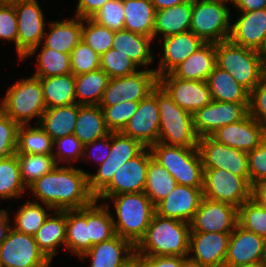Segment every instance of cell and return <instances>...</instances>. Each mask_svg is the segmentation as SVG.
<instances>
[{
	"instance_id": "cell-69",
	"label": "cell",
	"mask_w": 266,
	"mask_h": 267,
	"mask_svg": "<svg viewBox=\"0 0 266 267\" xmlns=\"http://www.w3.org/2000/svg\"><path fill=\"white\" fill-rule=\"evenodd\" d=\"M6 3L5 0H0V7Z\"/></svg>"
},
{
	"instance_id": "cell-10",
	"label": "cell",
	"mask_w": 266,
	"mask_h": 267,
	"mask_svg": "<svg viewBox=\"0 0 266 267\" xmlns=\"http://www.w3.org/2000/svg\"><path fill=\"white\" fill-rule=\"evenodd\" d=\"M203 197L239 208L252 198V185L243 177L215 168H203Z\"/></svg>"
},
{
	"instance_id": "cell-32",
	"label": "cell",
	"mask_w": 266,
	"mask_h": 267,
	"mask_svg": "<svg viewBox=\"0 0 266 267\" xmlns=\"http://www.w3.org/2000/svg\"><path fill=\"white\" fill-rule=\"evenodd\" d=\"M65 248L78 257L90 249L89 205L66 210V241L63 249Z\"/></svg>"
},
{
	"instance_id": "cell-26",
	"label": "cell",
	"mask_w": 266,
	"mask_h": 267,
	"mask_svg": "<svg viewBox=\"0 0 266 267\" xmlns=\"http://www.w3.org/2000/svg\"><path fill=\"white\" fill-rule=\"evenodd\" d=\"M135 252V246L127 239L115 235L108 241L93 245L79 259L89 258V267H122Z\"/></svg>"
},
{
	"instance_id": "cell-8",
	"label": "cell",
	"mask_w": 266,
	"mask_h": 267,
	"mask_svg": "<svg viewBox=\"0 0 266 267\" xmlns=\"http://www.w3.org/2000/svg\"><path fill=\"white\" fill-rule=\"evenodd\" d=\"M231 0H200L192 4L190 31L204 43L229 40L231 33Z\"/></svg>"
},
{
	"instance_id": "cell-19",
	"label": "cell",
	"mask_w": 266,
	"mask_h": 267,
	"mask_svg": "<svg viewBox=\"0 0 266 267\" xmlns=\"http://www.w3.org/2000/svg\"><path fill=\"white\" fill-rule=\"evenodd\" d=\"M266 261V239L237 225L232 231L224 267Z\"/></svg>"
},
{
	"instance_id": "cell-54",
	"label": "cell",
	"mask_w": 266,
	"mask_h": 267,
	"mask_svg": "<svg viewBox=\"0 0 266 267\" xmlns=\"http://www.w3.org/2000/svg\"><path fill=\"white\" fill-rule=\"evenodd\" d=\"M250 184L266 181V138L259 146L247 153Z\"/></svg>"
},
{
	"instance_id": "cell-5",
	"label": "cell",
	"mask_w": 266,
	"mask_h": 267,
	"mask_svg": "<svg viewBox=\"0 0 266 267\" xmlns=\"http://www.w3.org/2000/svg\"><path fill=\"white\" fill-rule=\"evenodd\" d=\"M216 66L227 71L249 93L266 77V61L261 55L230 40L216 43Z\"/></svg>"
},
{
	"instance_id": "cell-57",
	"label": "cell",
	"mask_w": 266,
	"mask_h": 267,
	"mask_svg": "<svg viewBox=\"0 0 266 267\" xmlns=\"http://www.w3.org/2000/svg\"><path fill=\"white\" fill-rule=\"evenodd\" d=\"M111 150V132L102 138L84 145L83 160L86 163L91 160L95 161L97 165L102 164L109 156ZM86 157L89 161L85 160ZM85 158V159H84Z\"/></svg>"
},
{
	"instance_id": "cell-55",
	"label": "cell",
	"mask_w": 266,
	"mask_h": 267,
	"mask_svg": "<svg viewBox=\"0 0 266 267\" xmlns=\"http://www.w3.org/2000/svg\"><path fill=\"white\" fill-rule=\"evenodd\" d=\"M17 15L13 2H6L0 7V40L11 41L15 44L17 53Z\"/></svg>"
},
{
	"instance_id": "cell-7",
	"label": "cell",
	"mask_w": 266,
	"mask_h": 267,
	"mask_svg": "<svg viewBox=\"0 0 266 267\" xmlns=\"http://www.w3.org/2000/svg\"><path fill=\"white\" fill-rule=\"evenodd\" d=\"M152 157L178 185L203 187L204 169L198 148L170 146L161 142L150 147Z\"/></svg>"
},
{
	"instance_id": "cell-27",
	"label": "cell",
	"mask_w": 266,
	"mask_h": 267,
	"mask_svg": "<svg viewBox=\"0 0 266 267\" xmlns=\"http://www.w3.org/2000/svg\"><path fill=\"white\" fill-rule=\"evenodd\" d=\"M41 44L64 54L70 52L82 39V18L72 17L65 20H51Z\"/></svg>"
},
{
	"instance_id": "cell-59",
	"label": "cell",
	"mask_w": 266,
	"mask_h": 267,
	"mask_svg": "<svg viewBox=\"0 0 266 267\" xmlns=\"http://www.w3.org/2000/svg\"><path fill=\"white\" fill-rule=\"evenodd\" d=\"M108 1L110 0H78L76 11H74L75 16L82 19L92 18Z\"/></svg>"
},
{
	"instance_id": "cell-52",
	"label": "cell",
	"mask_w": 266,
	"mask_h": 267,
	"mask_svg": "<svg viewBox=\"0 0 266 267\" xmlns=\"http://www.w3.org/2000/svg\"><path fill=\"white\" fill-rule=\"evenodd\" d=\"M91 19L110 30H123L125 20L123 0L108 1Z\"/></svg>"
},
{
	"instance_id": "cell-23",
	"label": "cell",
	"mask_w": 266,
	"mask_h": 267,
	"mask_svg": "<svg viewBox=\"0 0 266 267\" xmlns=\"http://www.w3.org/2000/svg\"><path fill=\"white\" fill-rule=\"evenodd\" d=\"M231 233L190 232L189 257L208 267H224Z\"/></svg>"
},
{
	"instance_id": "cell-48",
	"label": "cell",
	"mask_w": 266,
	"mask_h": 267,
	"mask_svg": "<svg viewBox=\"0 0 266 267\" xmlns=\"http://www.w3.org/2000/svg\"><path fill=\"white\" fill-rule=\"evenodd\" d=\"M100 69L110 78L128 76L140 70L125 54L114 48L100 56Z\"/></svg>"
},
{
	"instance_id": "cell-17",
	"label": "cell",
	"mask_w": 266,
	"mask_h": 267,
	"mask_svg": "<svg viewBox=\"0 0 266 267\" xmlns=\"http://www.w3.org/2000/svg\"><path fill=\"white\" fill-rule=\"evenodd\" d=\"M249 104L212 101L192 114L193 128L198 136H210L217 129L242 120Z\"/></svg>"
},
{
	"instance_id": "cell-40",
	"label": "cell",
	"mask_w": 266,
	"mask_h": 267,
	"mask_svg": "<svg viewBox=\"0 0 266 267\" xmlns=\"http://www.w3.org/2000/svg\"><path fill=\"white\" fill-rule=\"evenodd\" d=\"M109 204L110 202L98 204V201L94 200L89 205L90 248L95 244L108 241L116 235Z\"/></svg>"
},
{
	"instance_id": "cell-41",
	"label": "cell",
	"mask_w": 266,
	"mask_h": 267,
	"mask_svg": "<svg viewBox=\"0 0 266 267\" xmlns=\"http://www.w3.org/2000/svg\"><path fill=\"white\" fill-rule=\"evenodd\" d=\"M50 211L54 210L48 205L39 203L38 200L32 202L27 200L15 211V221L13 220L15 225H11V227L18 232L34 236L50 215L48 214Z\"/></svg>"
},
{
	"instance_id": "cell-66",
	"label": "cell",
	"mask_w": 266,
	"mask_h": 267,
	"mask_svg": "<svg viewBox=\"0 0 266 267\" xmlns=\"http://www.w3.org/2000/svg\"><path fill=\"white\" fill-rule=\"evenodd\" d=\"M261 57L266 61V34L260 49L257 51Z\"/></svg>"
},
{
	"instance_id": "cell-65",
	"label": "cell",
	"mask_w": 266,
	"mask_h": 267,
	"mask_svg": "<svg viewBox=\"0 0 266 267\" xmlns=\"http://www.w3.org/2000/svg\"><path fill=\"white\" fill-rule=\"evenodd\" d=\"M182 267H208V266L203 265V264L191 259L189 256H187L183 260Z\"/></svg>"
},
{
	"instance_id": "cell-39",
	"label": "cell",
	"mask_w": 266,
	"mask_h": 267,
	"mask_svg": "<svg viewBox=\"0 0 266 267\" xmlns=\"http://www.w3.org/2000/svg\"><path fill=\"white\" fill-rule=\"evenodd\" d=\"M75 77V97L79 105H99L110 77L98 69Z\"/></svg>"
},
{
	"instance_id": "cell-62",
	"label": "cell",
	"mask_w": 266,
	"mask_h": 267,
	"mask_svg": "<svg viewBox=\"0 0 266 267\" xmlns=\"http://www.w3.org/2000/svg\"><path fill=\"white\" fill-rule=\"evenodd\" d=\"M9 212L0 209V243L6 238V235L11 228V220L9 219Z\"/></svg>"
},
{
	"instance_id": "cell-3",
	"label": "cell",
	"mask_w": 266,
	"mask_h": 267,
	"mask_svg": "<svg viewBox=\"0 0 266 267\" xmlns=\"http://www.w3.org/2000/svg\"><path fill=\"white\" fill-rule=\"evenodd\" d=\"M115 214H112L116 235L129 240L134 246L145 236L155 206L144 192L126 193L110 196Z\"/></svg>"
},
{
	"instance_id": "cell-16",
	"label": "cell",
	"mask_w": 266,
	"mask_h": 267,
	"mask_svg": "<svg viewBox=\"0 0 266 267\" xmlns=\"http://www.w3.org/2000/svg\"><path fill=\"white\" fill-rule=\"evenodd\" d=\"M237 225V207L203 197L190 222V229L191 232L232 233Z\"/></svg>"
},
{
	"instance_id": "cell-68",
	"label": "cell",
	"mask_w": 266,
	"mask_h": 267,
	"mask_svg": "<svg viewBox=\"0 0 266 267\" xmlns=\"http://www.w3.org/2000/svg\"><path fill=\"white\" fill-rule=\"evenodd\" d=\"M184 1L193 4V3L199 2L200 0H184Z\"/></svg>"
},
{
	"instance_id": "cell-49",
	"label": "cell",
	"mask_w": 266,
	"mask_h": 267,
	"mask_svg": "<svg viewBox=\"0 0 266 267\" xmlns=\"http://www.w3.org/2000/svg\"><path fill=\"white\" fill-rule=\"evenodd\" d=\"M139 102H121L113 106H100L107 128L111 132H121L137 111Z\"/></svg>"
},
{
	"instance_id": "cell-47",
	"label": "cell",
	"mask_w": 266,
	"mask_h": 267,
	"mask_svg": "<svg viewBox=\"0 0 266 267\" xmlns=\"http://www.w3.org/2000/svg\"><path fill=\"white\" fill-rule=\"evenodd\" d=\"M238 225L266 239V208L250 198L238 208Z\"/></svg>"
},
{
	"instance_id": "cell-31",
	"label": "cell",
	"mask_w": 266,
	"mask_h": 267,
	"mask_svg": "<svg viewBox=\"0 0 266 267\" xmlns=\"http://www.w3.org/2000/svg\"><path fill=\"white\" fill-rule=\"evenodd\" d=\"M216 66V44L204 43L171 73L182 80L206 81Z\"/></svg>"
},
{
	"instance_id": "cell-56",
	"label": "cell",
	"mask_w": 266,
	"mask_h": 267,
	"mask_svg": "<svg viewBox=\"0 0 266 267\" xmlns=\"http://www.w3.org/2000/svg\"><path fill=\"white\" fill-rule=\"evenodd\" d=\"M248 114L266 130V77L249 93Z\"/></svg>"
},
{
	"instance_id": "cell-34",
	"label": "cell",
	"mask_w": 266,
	"mask_h": 267,
	"mask_svg": "<svg viewBox=\"0 0 266 267\" xmlns=\"http://www.w3.org/2000/svg\"><path fill=\"white\" fill-rule=\"evenodd\" d=\"M110 132L99 105H79L73 134L83 145L107 136Z\"/></svg>"
},
{
	"instance_id": "cell-38",
	"label": "cell",
	"mask_w": 266,
	"mask_h": 267,
	"mask_svg": "<svg viewBox=\"0 0 266 267\" xmlns=\"http://www.w3.org/2000/svg\"><path fill=\"white\" fill-rule=\"evenodd\" d=\"M40 47V48H39ZM36 71L33 76L38 78L59 76L71 73L70 54H64L43 46L41 43L33 48L21 61L36 55Z\"/></svg>"
},
{
	"instance_id": "cell-29",
	"label": "cell",
	"mask_w": 266,
	"mask_h": 267,
	"mask_svg": "<svg viewBox=\"0 0 266 267\" xmlns=\"http://www.w3.org/2000/svg\"><path fill=\"white\" fill-rule=\"evenodd\" d=\"M38 248L52 262L66 241V210H54L34 235Z\"/></svg>"
},
{
	"instance_id": "cell-67",
	"label": "cell",
	"mask_w": 266,
	"mask_h": 267,
	"mask_svg": "<svg viewBox=\"0 0 266 267\" xmlns=\"http://www.w3.org/2000/svg\"><path fill=\"white\" fill-rule=\"evenodd\" d=\"M237 267H266V261H260V262H254V263H249Z\"/></svg>"
},
{
	"instance_id": "cell-28",
	"label": "cell",
	"mask_w": 266,
	"mask_h": 267,
	"mask_svg": "<svg viewBox=\"0 0 266 267\" xmlns=\"http://www.w3.org/2000/svg\"><path fill=\"white\" fill-rule=\"evenodd\" d=\"M153 38L145 35L127 31H114L112 48L125 54L134 64L140 69L145 67L146 70L149 64H154L155 57L152 52Z\"/></svg>"
},
{
	"instance_id": "cell-43",
	"label": "cell",
	"mask_w": 266,
	"mask_h": 267,
	"mask_svg": "<svg viewBox=\"0 0 266 267\" xmlns=\"http://www.w3.org/2000/svg\"><path fill=\"white\" fill-rule=\"evenodd\" d=\"M36 125L19 126L16 154H53V140Z\"/></svg>"
},
{
	"instance_id": "cell-30",
	"label": "cell",
	"mask_w": 266,
	"mask_h": 267,
	"mask_svg": "<svg viewBox=\"0 0 266 267\" xmlns=\"http://www.w3.org/2000/svg\"><path fill=\"white\" fill-rule=\"evenodd\" d=\"M191 18L192 3L188 2L156 11L153 40L189 31Z\"/></svg>"
},
{
	"instance_id": "cell-14",
	"label": "cell",
	"mask_w": 266,
	"mask_h": 267,
	"mask_svg": "<svg viewBox=\"0 0 266 267\" xmlns=\"http://www.w3.org/2000/svg\"><path fill=\"white\" fill-rule=\"evenodd\" d=\"M2 267H50L51 261L38 248L34 236L9 229L0 243Z\"/></svg>"
},
{
	"instance_id": "cell-18",
	"label": "cell",
	"mask_w": 266,
	"mask_h": 267,
	"mask_svg": "<svg viewBox=\"0 0 266 267\" xmlns=\"http://www.w3.org/2000/svg\"><path fill=\"white\" fill-rule=\"evenodd\" d=\"M158 83L180 108L191 114L213 101L206 81L182 80L168 73L160 76Z\"/></svg>"
},
{
	"instance_id": "cell-63",
	"label": "cell",
	"mask_w": 266,
	"mask_h": 267,
	"mask_svg": "<svg viewBox=\"0 0 266 267\" xmlns=\"http://www.w3.org/2000/svg\"><path fill=\"white\" fill-rule=\"evenodd\" d=\"M156 11L184 3V0H150Z\"/></svg>"
},
{
	"instance_id": "cell-12",
	"label": "cell",
	"mask_w": 266,
	"mask_h": 267,
	"mask_svg": "<svg viewBox=\"0 0 266 267\" xmlns=\"http://www.w3.org/2000/svg\"><path fill=\"white\" fill-rule=\"evenodd\" d=\"M152 158L150 148L145 147L138 155L118 168L111 182L95 197V200L100 203L105 202L110 196L144 192L149 161Z\"/></svg>"
},
{
	"instance_id": "cell-13",
	"label": "cell",
	"mask_w": 266,
	"mask_h": 267,
	"mask_svg": "<svg viewBox=\"0 0 266 267\" xmlns=\"http://www.w3.org/2000/svg\"><path fill=\"white\" fill-rule=\"evenodd\" d=\"M17 15V56L21 61L38 46L46 31L44 12L37 0L13 1Z\"/></svg>"
},
{
	"instance_id": "cell-20",
	"label": "cell",
	"mask_w": 266,
	"mask_h": 267,
	"mask_svg": "<svg viewBox=\"0 0 266 267\" xmlns=\"http://www.w3.org/2000/svg\"><path fill=\"white\" fill-rule=\"evenodd\" d=\"M210 136L224 145L248 153L266 138V130L247 114L242 120L222 126Z\"/></svg>"
},
{
	"instance_id": "cell-53",
	"label": "cell",
	"mask_w": 266,
	"mask_h": 267,
	"mask_svg": "<svg viewBox=\"0 0 266 267\" xmlns=\"http://www.w3.org/2000/svg\"><path fill=\"white\" fill-rule=\"evenodd\" d=\"M19 126L0 110V159L16 154Z\"/></svg>"
},
{
	"instance_id": "cell-6",
	"label": "cell",
	"mask_w": 266,
	"mask_h": 267,
	"mask_svg": "<svg viewBox=\"0 0 266 267\" xmlns=\"http://www.w3.org/2000/svg\"><path fill=\"white\" fill-rule=\"evenodd\" d=\"M40 79L31 75L8 87L0 100V110L19 125H30L37 118V124L46 110Z\"/></svg>"
},
{
	"instance_id": "cell-25",
	"label": "cell",
	"mask_w": 266,
	"mask_h": 267,
	"mask_svg": "<svg viewBox=\"0 0 266 267\" xmlns=\"http://www.w3.org/2000/svg\"><path fill=\"white\" fill-rule=\"evenodd\" d=\"M231 22L229 40L238 46L258 51L266 34V8L250 12H237Z\"/></svg>"
},
{
	"instance_id": "cell-37",
	"label": "cell",
	"mask_w": 266,
	"mask_h": 267,
	"mask_svg": "<svg viewBox=\"0 0 266 267\" xmlns=\"http://www.w3.org/2000/svg\"><path fill=\"white\" fill-rule=\"evenodd\" d=\"M39 79L47 109L76 103L75 77L72 73Z\"/></svg>"
},
{
	"instance_id": "cell-45",
	"label": "cell",
	"mask_w": 266,
	"mask_h": 267,
	"mask_svg": "<svg viewBox=\"0 0 266 267\" xmlns=\"http://www.w3.org/2000/svg\"><path fill=\"white\" fill-rule=\"evenodd\" d=\"M17 158L20 164L21 179L27 188L57 166L52 155L17 154Z\"/></svg>"
},
{
	"instance_id": "cell-33",
	"label": "cell",
	"mask_w": 266,
	"mask_h": 267,
	"mask_svg": "<svg viewBox=\"0 0 266 267\" xmlns=\"http://www.w3.org/2000/svg\"><path fill=\"white\" fill-rule=\"evenodd\" d=\"M214 101L249 104V92L218 66L206 80Z\"/></svg>"
},
{
	"instance_id": "cell-50",
	"label": "cell",
	"mask_w": 266,
	"mask_h": 267,
	"mask_svg": "<svg viewBox=\"0 0 266 267\" xmlns=\"http://www.w3.org/2000/svg\"><path fill=\"white\" fill-rule=\"evenodd\" d=\"M70 63L74 76L86 74L100 69V55L81 40L70 52Z\"/></svg>"
},
{
	"instance_id": "cell-24",
	"label": "cell",
	"mask_w": 266,
	"mask_h": 267,
	"mask_svg": "<svg viewBox=\"0 0 266 267\" xmlns=\"http://www.w3.org/2000/svg\"><path fill=\"white\" fill-rule=\"evenodd\" d=\"M162 41V56L159 58L158 67L154 68L157 78L171 73L191 54H193L204 42L190 30L180 34L168 36Z\"/></svg>"
},
{
	"instance_id": "cell-60",
	"label": "cell",
	"mask_w": 266,
	"mask_h": 267,
	"mask_svg": "<svg viewBox=\"0 0 266 267\" xmlns=\"http://www.w3.org/2000/svg\"><path fill=\"white\" fill-rule=\"evenodd\" d=\"M236 12H250L266 8V0H231Z\"/></svg>"
},
{
	"instance_id": "cell-42",
	"label": "cell",
	"mask_w": 266,
	"mask_h": 267,
	"mask_svg": "<svg viewBox=\"0 0 266 267\" xmlns=\"http://www.w3.org/2000/svg\"><path fill=\"white\" fill-rule=\"evenodd\" d=\"M17 154L0 159V200L20 199L27 192Z\"/></svg>"
},
{
	"instance_id": "cell-11",
	"label": "cell",
	"mask_w": 266,
	"mask_h": 267,
	"mask_svg": "<svg viewBox=\"0 0 266 267\" xmlns=\"http://www.w3.org/2000/svg\"><path fill=\"white\" fill-rule=\"evenodd\" d=\"M158 84L153 68L140 69L134 74L110 78L99 106H113L123 102H140Z\"/></svg>"
},
{
	"instance_id": "cell-21",
	"label": "cell",
	"mask_w": 266,
	"mask_h": 267,
	"mask_svg": "<svg viewBox=\"0 0 266 267\" xmlns=\"http://www.w3.org/2000/svg\"><path fill=\"white\" fill-rule=\"evenodd\" d=\"M160 115L156 98L149 94L139 102L134 116L121 131L124 135L140 141L145 147L158 142Z\"/></svg>"
},
{
	"instance_id": "cell-46",
	"label": "cell",
	"mask_w": 266,
	"mask_h": 267,
	"mask_svg": "<svg viewBox=\"0 0 266 267\" xmlns=\"http://www.w3.org/2000/svg\"><path fill=\"white\" fill-rule=\"evenodd\" d=\"M114 31L91 18L82 19V41L100 56L112 48Z\"/></svg>"
},
{
	"instance_id": "cell-4",
	"label": "cell",
	"mask_w": 266,
	"mask_h": 267,
	"mask_svg": "<svg viewBox=\"0 0 266 267\" xmlns=\"http://www.w3.org/2000/svg\"><path fill=\"white\" fill-rule=\"evenodd\" d=\"M156 98L160 128L158 142L178 147L197 148L198 136L193 128L192 114L180 108L158 83L151 91Z\"/></svg>"
},
{
	"instance_id": "cell-64",
	"label": "cell",
	"mask_w": 266,
	"mask_h": 267,
	"mask_svg": "<svg viewBox=\"0 0 266 267\" xmlns=\"http://www.w3.org/2000/svg\"><path fill=\"white\" fill-rule=\"evenodd\" d=\"M122 267H145L144 261L134 252Z\"/></svg>"
},
{
	"instance_id": "cell-58",
	"label": "cell",
	"mask_w": 266,
	"mask_h": 267,
	"mask_svg": "<svg viewBox=\"0 0 266 267\" xmlns=\"http://www.w3.org/2000/svg\"><path fill=\"white\" fill-rule=\"evenodd\" d=\"M145 263V267H182L185 257L182 256H146L137 254Z\"/></svg>"
},
{
	"instance_id": "cell-22",
	"label": "cell",
	"mask_w": 266,
	"mask_h": 267,
	"mask_svg": "<svg viewBox=\"0 0 266 267\" xmlns=\"http://www.w3.org/2000/svg\"><path fill=\"white\" fill-rule=\"evenodd\" d=\"M203 187L176 185L167 197L155 206V213L190 223L203 198Z\"/></svg>"
},
{
	"instance_id": "cell-51",
	"label": "cell",
	"mask_w": 266,
	"mask_h": 267,
	"mask_svg": "<svg viewBox=\"0 0 266 267\" xmlns=\"http://www.w3.org/2000/svg\"><path fill=\"white\" fill-rule=\"evenodd\" d=\"M83 149L84 145L71 134L53 141L52 156L57 165L67 163L71 166V162L83 160Z\"/></svg>"
},
{
	"instance_id": "cell-2",
	"label": "cell",
	"mask_w": 266,
	"mask_h": 267,
	"mask_svg": "<svg viewBox=\"0 0 266 267\" xmlns=\"http://www.w3.org/2000/svg\"><path fill=\"white\" fill-rule=\"evenodd\" d=\"M190 232V223L154 213L145 236L135 246V253L156 257H187Z\"/></svg>"
},
{
	"instance_id": "cell-9",
	"label": "cell",
	"mask_w": 266,
	"mask_h": 267,
	"mask_svg": "<svg viewBox=\"0 0 266 267\" xmlns=\"http://www.w3.org/2000/svg\"><path fill=\"white\" fill-rule=\"evenodd\" d=\"M145 146L122 132H111V150L108 158L97 166L96 173H88V187L96 197L112 180L114 173L125 162L138 155Z\"/></svg>"
},
{
	"instance_id": "cell-70",
	"label": "cell",
	"mask_w": 266,
	"mask_h": 267,
	"mask_svg": "<svg viewBox=\"0 0 266 267\" xmlns=\"http://www.w3.org/2000/svg\"><path fill=\"white\" fill-rule=\"evenodd\" d=\"M6 2H13V1H16V0H5Z\"/></svg>"
},
{
	"instance_id": "cell-44",
	"label": "cell",
	"mask_w": 266,
	"mask_h": 267,
	"mask_svg": "<svg viewBox=\"0 0 266 267\" xmlns=\"http://www.w3.org/2000/svg\"><path fill=\"white\" fill-rule=\"evenodd\" d=\"M177 182L172 175L153 158L149 161L144 193L156 206L176 187Z\"/></svg>"
},
{
	"instance_id": "cell-1",
	"label": "cell",
	"mask_w": 266,
	"mask_h": 267,
	"mask_svg": "<svg viewBox=\"0 0 266 267\" xmlns=\"http://www.w3.org/2000/svg\"><path fill=\"white\" fill-rule=\"evenodd\" d=\"M29 189L39 203L53 210L80 209L90 205L95 196L88 187V172L71 166L57 165L51 172L32 183Z\"/></svg>"
},
{
	"instance_id": "cell-61",
	"label": "cell",
	"mask_w": 266,
	"mask_h": 267,
	"mask_svg": "<svg viewBox=\"0 0 266 267\" xmlns=\"http://www.w3.org/2000/svg\"><path fill=\"white\" fill-rule=\"evenodd\" d=\"M252 199L266 208V181H261L252 186Z\"/></svg>"
},
{
	"instance_id": "cell-36",
	"label": "cell",
	"mask_w": 266,
	"mask_h": 267,
	"mask_svg": "<svg viewBox=\"0 0 266 267\" xmlns=\"http://www.w3.org/2000/svg\"><path fill=\"white\" fill-rule=\"evenodd\" d=\"M124 30L153 38L156 10L150 0H123Z\"/></svg>"
},
{
	"instance_id": "cell-15",
	"label": "cell",
	"mask_w": 266,
	"mask_h": 267,
	"mask_svg": "<svg viewBox=\"0 0 266 267\" xmlns=\"http://www.w3.org/2000/svg\"><path fill=\"white\" fill-rule=\"evenodd\" d=\"M197 148L203 168L226 170L250 183L246 152L224 145L211 136L198 138Z\"/></svg>"
},
{
	"instance_id": "cell-35",
	"label": "cell",
	"mask_w": 266,
	"mask_h": 267,
	"mask_svg": "<svg viewBox=\"0 0 266 267\" xmlns=\"http://www.w3.org/2000/svg\"><path fill=\"white\" fill-rule=\"evenodd\" d=\"M79 104L48 108L39 121V126L51 137L57 140L74 132Z\"/></svg>"
}]
</instances>
